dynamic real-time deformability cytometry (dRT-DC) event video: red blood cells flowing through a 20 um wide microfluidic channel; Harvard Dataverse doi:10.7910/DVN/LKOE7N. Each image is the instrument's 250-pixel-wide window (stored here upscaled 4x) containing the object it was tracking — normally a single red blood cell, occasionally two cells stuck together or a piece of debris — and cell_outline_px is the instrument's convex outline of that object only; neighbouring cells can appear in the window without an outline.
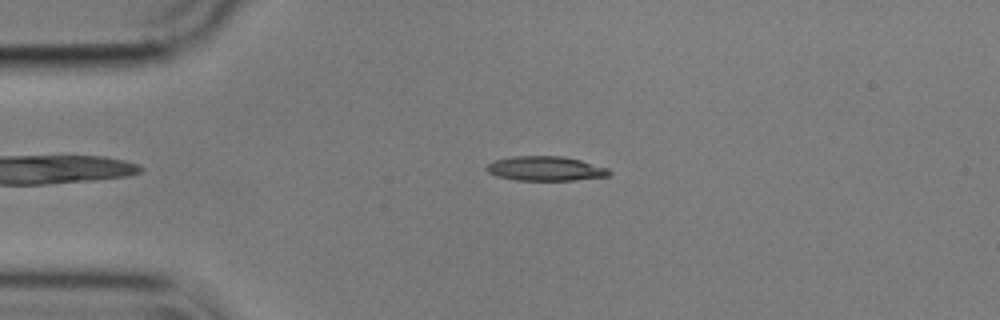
{"species": "common noctule bat (a hibernating species)", "species_latin": "Nyctalus noctula", "temperature_condition": "cold", "stored_images_in_passage": 55, "camera_frame_rate_fps": 3000, "um_per_image_px": 0.085, "animal": {"sex": "male", "body_mass_g": 17.9}, "frame": {"image": 1, "passage_image": 12, "time_ms": 3.667, "image_size_px": [1000, 320], "cell_outline_px": [[612, 172], [608, 176], [576, 180], [516, 180], [496, 176], [488, 172], [484, 168], [492, 160], [512, 156], [564, 156], [580, 160], [608, 168]], "centroid_in_image_um": [46.34, 14.32], "position_along_channel_um": 38.7, "area_um2": 17.63}}
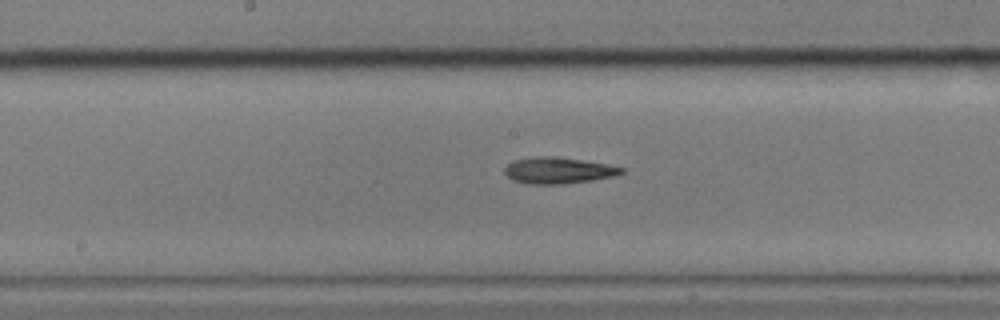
{"frame": {"image": 2, "passage_image": 28, "time_ms": 9.0, "image_size_px": [1000, 320], "cell_outline_px": [[624, 172], [616, 176], [592, 180], [564, 184], [528, 184], [512, 180], [504, 172], [504, 168], [512, 160], [532, 156], [556, 156], [604, 164], [624, 168]], "centroid_in_image_um": [47.4, 14.49], "position_along_channel_um": 200.8, "area_um2": 17.98}}
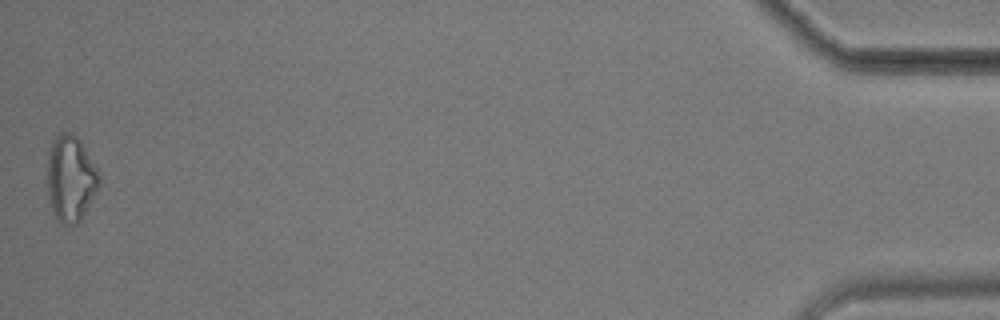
{"frame": {"image": 3, "passage_image": 55, "time_ms": 18.0, "image_size_px": [1000, 320], "cell_outline_px": [[100, 184], [80, 220], [76, 224], [60, 224], [52, 208], [48, 196], [48, 156], [52, 140], [60, 132], [72, 132], [80, 140], [100, 172]], "centroid_in_image_um": [6.01, 15.14], "position_along_channel_um": 429.2, "area_um2": 25.84}, "authors_computed_cell_mechanics": {"area_um2": 17.6868, "velocity_mm_per_s": 3.5736, "shape_relaxation_time_tau1_ms": 4.0832, "shape_relaxation_time_tau2_ms": 9.0032, "deformation_change_tau1": 0.1072, "deformation_change_tau2": 0.2113}}